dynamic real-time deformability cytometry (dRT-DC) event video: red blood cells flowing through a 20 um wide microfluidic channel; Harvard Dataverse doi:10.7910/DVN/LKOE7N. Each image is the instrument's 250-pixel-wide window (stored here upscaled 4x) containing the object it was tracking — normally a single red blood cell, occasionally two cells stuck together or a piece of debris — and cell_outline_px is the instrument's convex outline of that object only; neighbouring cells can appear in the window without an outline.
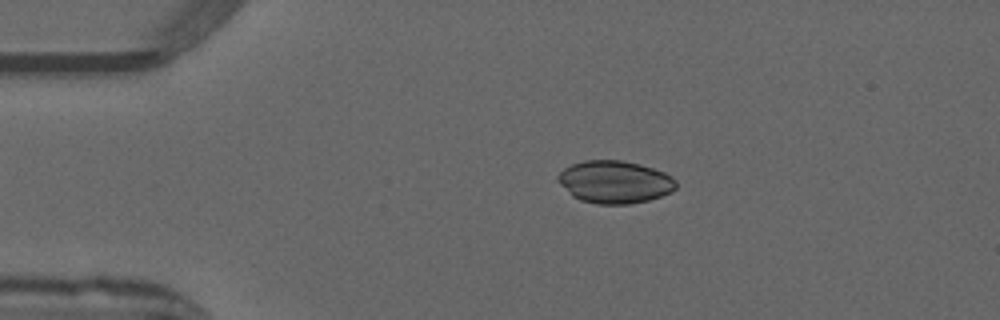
{"species": "common noctule bat (a hibernating species)", "species_latin": "Nyctalus noctula", "temperature_condition": "warm", "stored_images_in_passage": 47, "camera_frame_rate_fps": 3000, "um_per_image_px": 0.085, "animal": {"sex": "male", "forearm_length_mm": 52.5}, "frame": {"image": 1, "passage_image": 6, "time_ms": 1.667, "image_size_px": [1000, 320], "cell_outline_px": [[676, 188], [672, 192], [648, 200], [628, 204], [596, 204], [580, 200], [572, 196], [556, 180], [556, 176], [564, 168], [572, 164], [584, 160], [620, 160], [640, 164], [664, 172], [676, 180]], "centroid_in_image_um": [52.23, 15.46], "position_along_channel_um": 32.8, "area_um2": 29.36}}
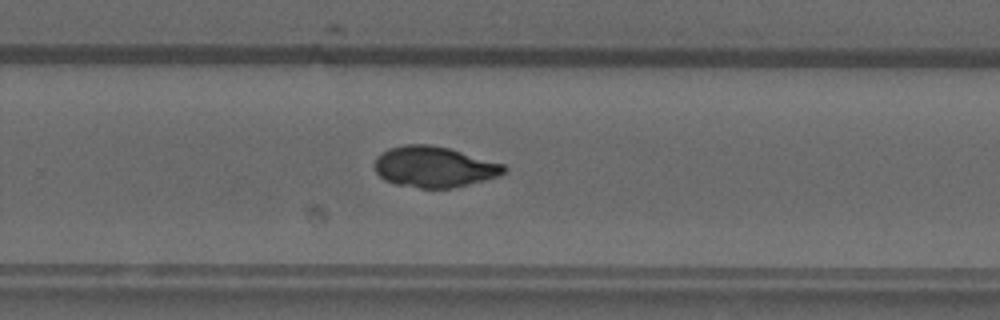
{"frame": {"image": 2, "passage_image": 29, "time_ms": 9.333, "image_size_px": [1000, 320], "cell_outline_px": [[508, 168], [500, 176], [452, 188], [420, 188], [396, 184], [384, 180], [376, 172], [376, 156], [380, 152], [388, 148], [404, 144], [428, 144], [448, 148], [504, 164]], "centroid_in_image_um": [36.89, 14.18], "position_along_channel_um": 292.9, "area_um2": 30.75}}
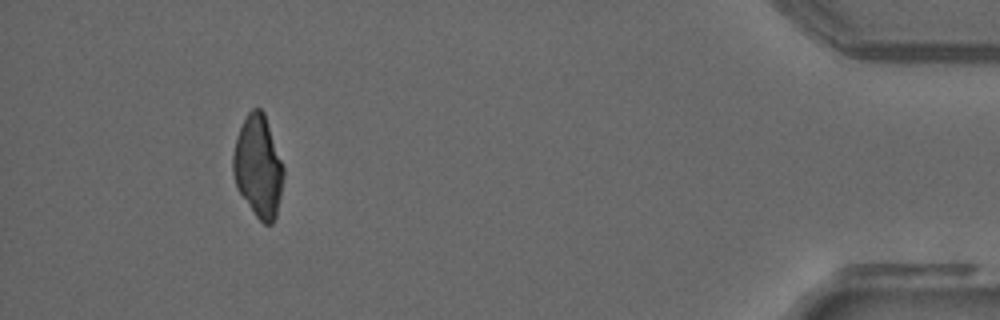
{"frame": {"image": 3, "passage_image": 43, "time_ms": 14.0, "image_size_px": [1000, 320], "cell_outline_px": [[284, 176], [276, 216], [272, 224], [264, 224], [256, 216], [236, 188], [232, 172], [232, 156], [236, 140], [240, 128], [248, 112], [252, 108], [260, 108], [264, 112], [284, 168]], "centroid_in_image_um": [21.94, 14.16], "position_along_channel_um": 413.3, "area_um2": 29.82}}